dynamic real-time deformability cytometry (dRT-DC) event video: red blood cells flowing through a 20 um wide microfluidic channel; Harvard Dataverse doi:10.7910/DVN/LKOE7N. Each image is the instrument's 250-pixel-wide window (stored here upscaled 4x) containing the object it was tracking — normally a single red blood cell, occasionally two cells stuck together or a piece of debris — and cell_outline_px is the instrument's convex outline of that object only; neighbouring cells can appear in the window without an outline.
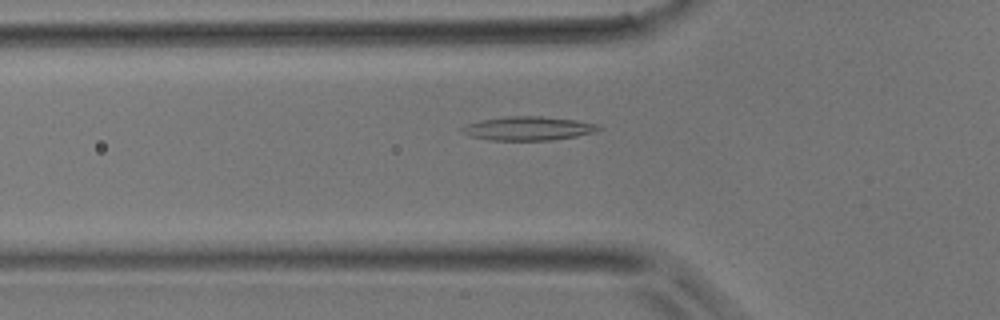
{"species": "common noctule bat (a hibernating species)", "species_latin": "Nyctalus noctula", "temperature_condition": "room temperature", "stored_images_in_passage": 37, "camera_frame_rate_fps": 3000, "um_per_image_px": 0.085, "animal": {"sex": "male", "body_mass_g": 17.9}, "frame": {"image": 1, "passage_image": 8, "time_ms": 2.333, "image_size_px": [1000, 320], "cell_outline_px": [[604, 128], [596, 132], [576, 136], [552, 140], [488, 140], [468, 136], [460, 128], [468, 124], [480, 120], [508, 116], [540, 116], [576, 120], [596, 124]], "centroid_in_image_um": [44.91, 10.92], "position_along_channel_um": 80.9, "area_um2": 18.96}}
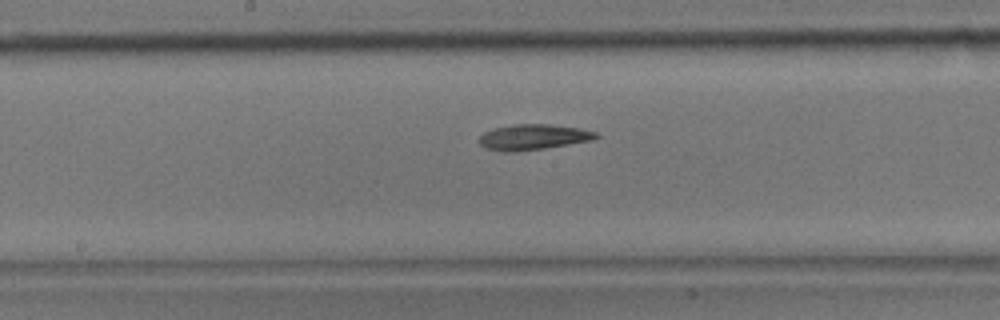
{"frame": {"image": 2, "passage_image": 16, "time_ms": 5.0, "image_size_px": [1000, 320], "cell_outline_px": [[600, 136], [592, 140], [544, 148], [516, 152], [504, 152], [488, 148], [480, 144], [480, 136], [484, 132], [492, 128], [516, 124], [548, 124], [580, 128], [596, 132]], "centroid_in_image_um": [45.32, 11.64], "position_along_channel_um": 202.9, "area_um2": 17.28}}
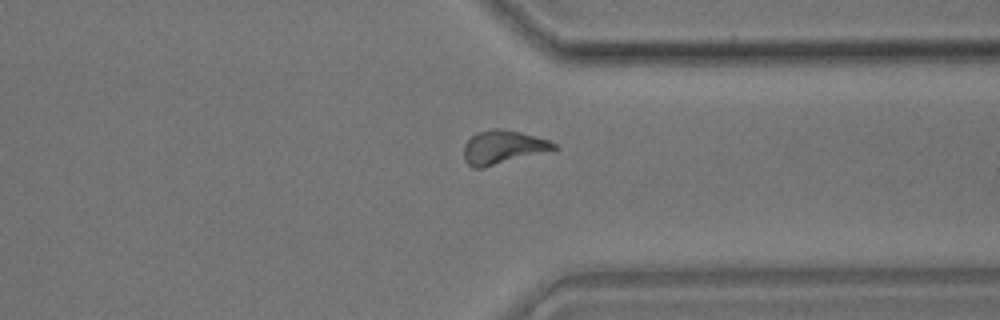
{"frame": {"image": 3, "passage_image": 27, "time_ms": 8.667, "image_size_px": [1000, 320], "cell_outline_px": [[560, 148], [484, 168], [472, 168], [464, 160], [464, 144], [476, 132], [492, 128], [504, 128], [520, 132], [548, 140], [556, 144]], "centroid_in_image_um": [42.73, 12.51], "position_along_channel_um": 368.7, "area_um2": 17.74}}